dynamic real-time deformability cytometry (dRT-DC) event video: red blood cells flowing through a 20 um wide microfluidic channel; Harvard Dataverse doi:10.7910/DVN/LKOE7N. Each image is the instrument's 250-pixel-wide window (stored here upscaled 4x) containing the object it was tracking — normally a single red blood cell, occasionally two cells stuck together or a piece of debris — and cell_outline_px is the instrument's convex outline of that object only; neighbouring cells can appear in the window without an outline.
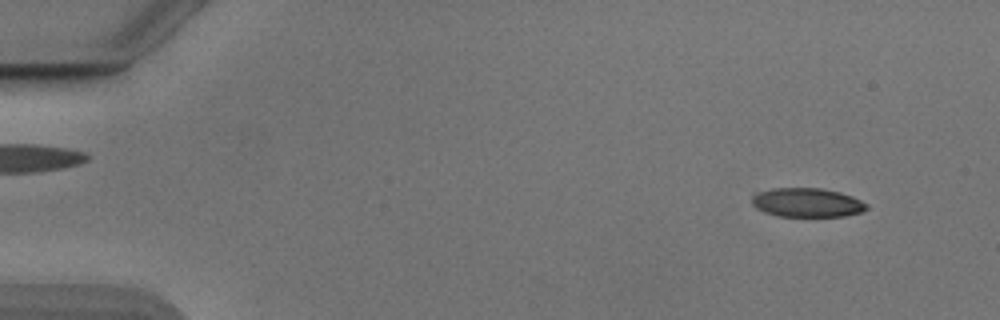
{"species": "Egyptian fruit bat (a non-hibernating species)", "species_latin": "Rousettus aegyptiacus", "temperature_condition": "cold", "stored_images_in_passage": 50, "camera_frame_rate_fps": 3000, "um_per_image_px": 0.085, "animal": {"sex": "male"}, "frame": {"image": 1, "passage_image": 4, "time_ms": 1.0, "image_size_px": [1000, 320], "cell_outline_px": [[868, 208], [860, 212], [844, 216], [776, 216], [764, 212], [756, 208], [752, 204], [752, 192], [772, 188], [820, 188], [840, 192], [852, 196], [868, 204]], "centroid_in_image_um": [68.55, 17.21], "position_along_channel_um": 16.5, "area_um2": 19.59}}
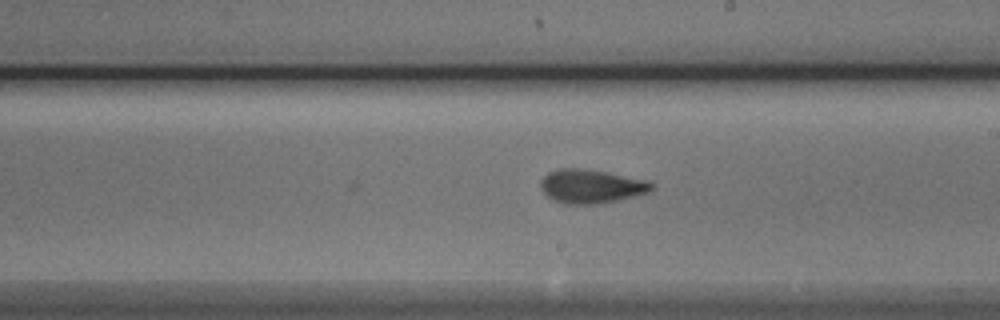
{"frame": {"image": 2, "passage_image": 30, "time_ms": 9.667, "image_size_px": [1000, 320], "cell_outline_px": [[656, 184], [648, 192], [636, 196], [620, 200], [600, 204], [564, 204], [548, 196], [540, 188], [540, 180], [548, 172], [560, 168], [576, 168], [604, 172], [644, 180]], "centroid_in_image_um": [50.23, 15.85], "position_along_channel_um": 238.8, "area_um2": 21.68}}
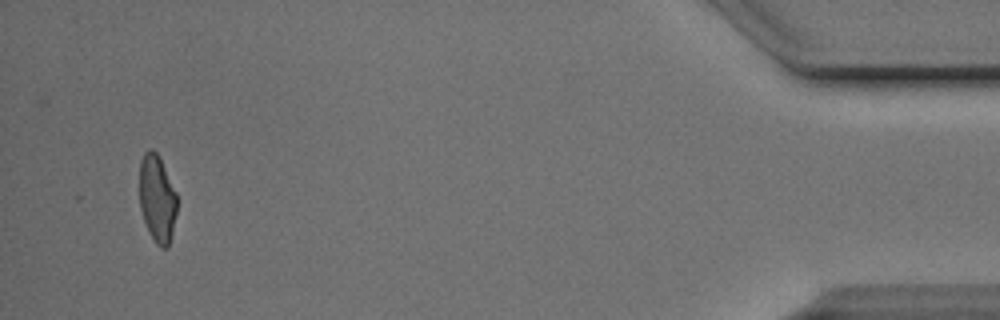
{"frame": {"image": 3, "passage_image": 50, "time_ms": 16.333, "image_size_px": [1000, 320], "cell_outline_px": [[176, 212], [172, 232], [168, 248], [160, 248], [156, 244], [148, 232], [140, 208], [140, 160], [144, 152], [148, 148], [152, 148], [156, 152], [176, 192]], "centroid_in_image_um": [13.34, 16.9], "position_along_channel_um": 421.9, "area_um2": 18.96}, "authors_computed_cell_mechanics": {"area_um2": 20.6057, "velocity_mm_per_s": 3.8956, "shape_relaxation_time_tau1_ms": 4.0254, "shape_relaxation_time_tau2_ms": 1.8919, "deformation_change_tau1": 0.1426, "deformation_change_tau2": 0.0849}}